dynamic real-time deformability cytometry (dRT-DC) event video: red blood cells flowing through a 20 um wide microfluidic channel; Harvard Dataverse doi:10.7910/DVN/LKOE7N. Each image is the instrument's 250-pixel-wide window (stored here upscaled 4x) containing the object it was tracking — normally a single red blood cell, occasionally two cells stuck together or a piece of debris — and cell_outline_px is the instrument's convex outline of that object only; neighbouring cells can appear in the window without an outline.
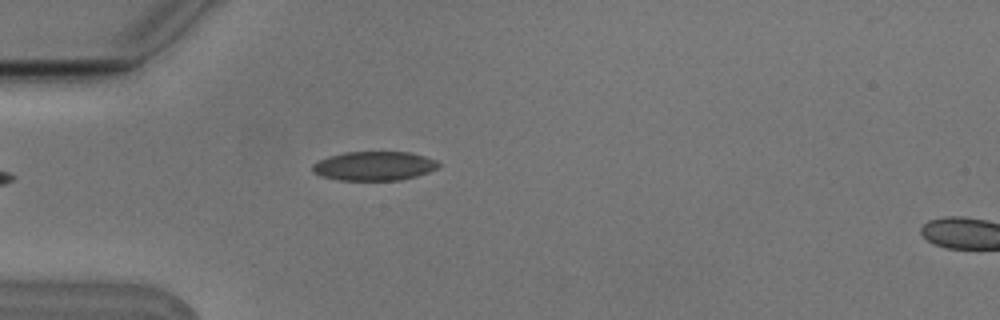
{"species": "Egyptian fruit bat (a non-hibernating species)", "species_latin": "Rousettus aegyptiacus", "temperature_condition": "cold", "stored_images_in_passage": 2, "segment_of_instrument_passage": [1, 2], "camera_frame_rate_fps": 3000, "um_per_image_px": 0.085, "animal": {"sex": "male"}, "frame": {"image": 1, "passage_image": 1, "time_ms": 0.0, "image_size_px": [1000, 320], "cell_outline_px": [[440, 164], [436, 168], [428, 172], [416, 176], [400, 180], [340, 180], [320, 176], [312, 172], [312, 164], [328, 156], [344, 152], [408, 152], [424, 156], [436, 160]], "centroid_in_image_um": [31.77, 14.11], "position_along_channel_um": 53.2, "area_um2": 21.33}}